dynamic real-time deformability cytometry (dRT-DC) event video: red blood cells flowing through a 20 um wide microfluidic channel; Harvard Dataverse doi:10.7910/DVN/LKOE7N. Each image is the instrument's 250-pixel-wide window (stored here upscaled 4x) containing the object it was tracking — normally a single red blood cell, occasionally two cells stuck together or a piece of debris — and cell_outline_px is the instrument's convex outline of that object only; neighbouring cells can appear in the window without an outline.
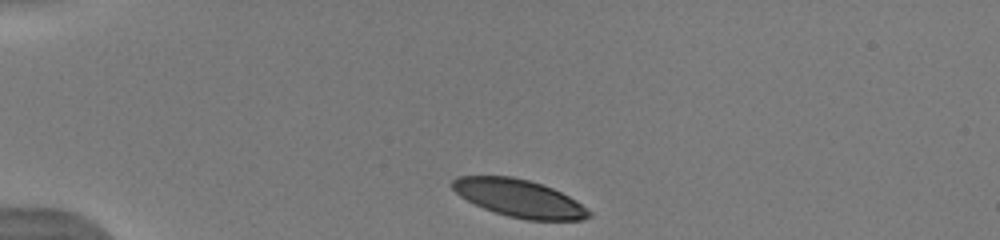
{"species": "human", "species_latin": "Homo sapiens", "temperature_condition": "warm", "stored_images_in_passage": 42, "camera_frame_rate_fps": 3000, "um_per_image_px": 0.085, "donor": {"sex": "male"}, "frame": {"image": 1, "passage_image": 1, "time_ms": 0.0, "image_size_px": [1000, 240], "cell_outline_px": [[592, 216], [580, 220], [528, 220], [508, 216], [484, 208], [460, 196], [452, 188], [452, 180], [456, 176], [512, 176], [528, 180], [552, 188], [576, 200], [592, 212]], "centroid_in_image_um": [44.14, 16.85], "position_along_channel_um": 40.9, "area_um2": 29.65}}
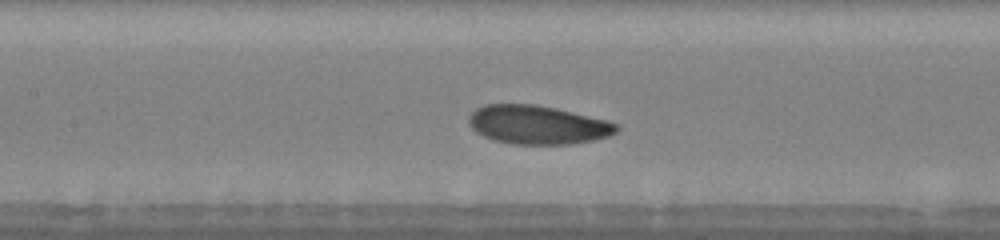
{"frame": {"image": 2, "passage_image": 15, "time_ms": 4.333, "image_size_px": [1000, 240], "cell_outline_px": [[620, 128], [616, 132], [608, 136], [592, 140], [568, 144], [512, 144], [492, 140], [476, 132], [468, 124], [468, 116], [476, 108], [484, 104], [536, 104], [556, 108], [620, 124]], "centroid_in_image_um": [45.65, 10.6], "position_along_channel_um": 161.7, "area_um2": 33.35}}
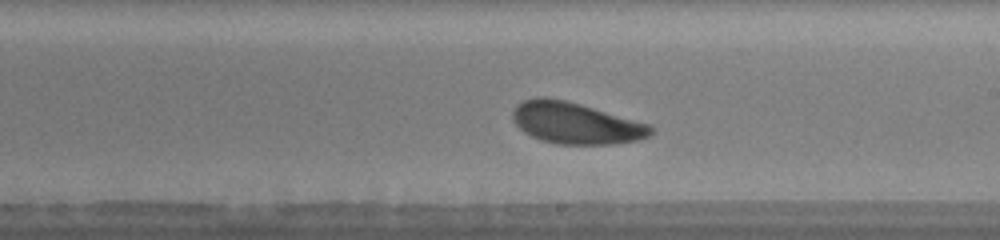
{"frame": {"image": 3, "passage_image": 21, "time_ms": 6.333, "image_size_px": [1000, 240], "cell_outline_px": [[652, 132], [648, 136], [640, 140], [612, 144], [560, 144], [540, 140], [524, 132], [512, 120], [512, 112], [516, 104], [524, 100], [536, 96], [548, 96], [580, 104], [652, 124]], "centroid_in_image_um": [48.92, 10.45], "position_along_channel_um": 240.1, "area_um2": 33.58}, "authors_computed_cell_mechanics": {"area_um2": 33.235, "velocity_mm_per_s": 3.9256, "shape_relaxation_time_tau1_ms": 1.8342, "shape_relaxation_time_tau2_ms": 3.967, "deformation_change_tau1": 0.1235, "deformation_change_tau2": 0.127}}